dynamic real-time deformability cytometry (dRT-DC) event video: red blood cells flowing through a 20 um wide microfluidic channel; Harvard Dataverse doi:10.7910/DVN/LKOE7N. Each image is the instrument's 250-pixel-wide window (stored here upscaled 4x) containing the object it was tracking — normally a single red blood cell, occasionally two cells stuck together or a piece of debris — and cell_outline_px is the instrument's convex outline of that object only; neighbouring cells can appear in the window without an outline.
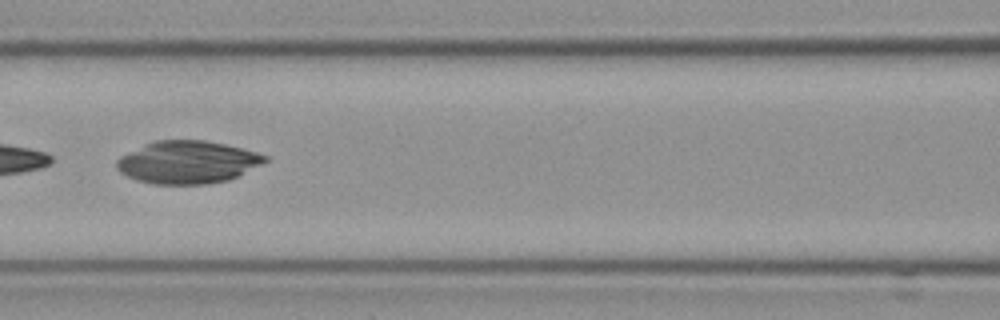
{"species": "Egyptian fruit bat (a non-hibernating species)", "species_latin": "Rousettus aegyptiacus", "temperature_condition": "cold", "stored_images_in_passage": 14, "camera_frame_rate_fps": 3000, "um_per_image_px": 0.085, "frame": {"image": 1, "passage_image": 7, "time_ms": 2.0, "image_size_px": [1000, 320], "cell_outline_px": [[268, 160], [228, 180], [204, 184], [152, 184], [136, 180], [120, 172], [116, 168], [116, 160], [120, 156], [144, 144], [156, 140], [204, 140], [224, 144], [256, 152], [268, 156]], "centroid_in_image_um": [15.89, 13.78], "position_along_channel_um": 150.7, "area_um2": 36.59}}
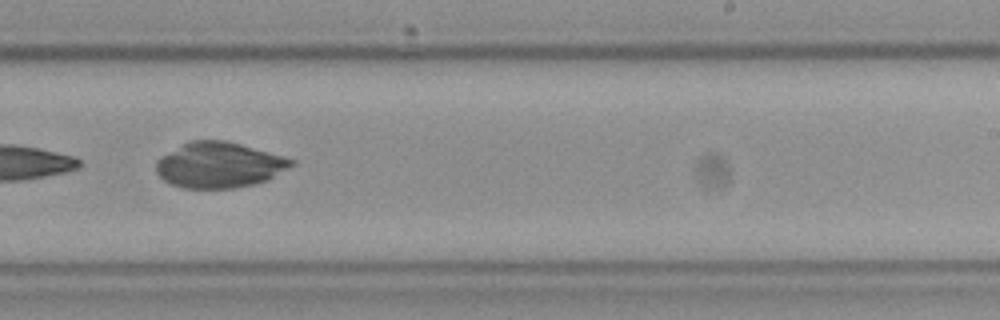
{"frame": {"image": 2, "passage_image": 10, "time_ms": 3.0, "image_size_px": [1000, 320], "cell_outline_px": [[296, 164], [268, 180], [256, 184], [232, 188], [184, 188], [172, 184], [164, 180], [156, 172], [156, 160], [160, 156], [188, 140], [224, 140], [240, 144], [284, 156], [296, 160]], "centroid_in_image_um": [18.64, 14.02], "position_along_channel_um": 270.4, "area_um2": 36.13}}
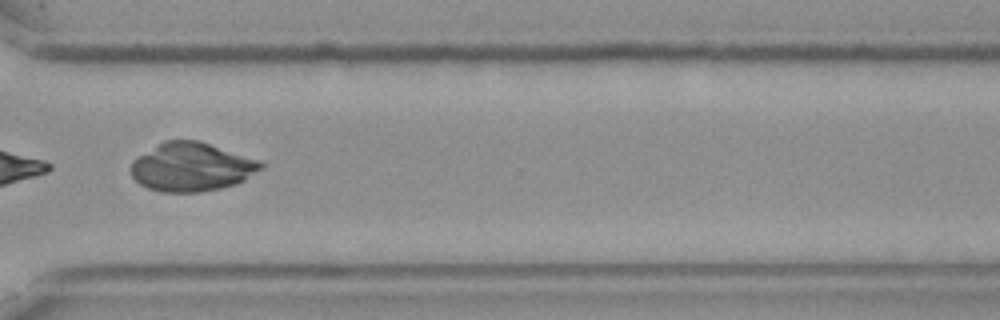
{"frame": {"image": 3, "passage_image": 12, "time_ms": 3.667, "image_size_px": [1000, 320], "cell_outline_px": [[264, 168], [244, 180], [236, 184], [220, 188], [200, 192], [160, 192], [148, 188], [140, 184], [132, 176], [132, 160], [164, 140], [200, 140], [256, 160], [264, 164]], "centroid_in_image_um": [16.28, 14.2], "position_along_channel_um": 354.3, "area_um2": 36.59}}